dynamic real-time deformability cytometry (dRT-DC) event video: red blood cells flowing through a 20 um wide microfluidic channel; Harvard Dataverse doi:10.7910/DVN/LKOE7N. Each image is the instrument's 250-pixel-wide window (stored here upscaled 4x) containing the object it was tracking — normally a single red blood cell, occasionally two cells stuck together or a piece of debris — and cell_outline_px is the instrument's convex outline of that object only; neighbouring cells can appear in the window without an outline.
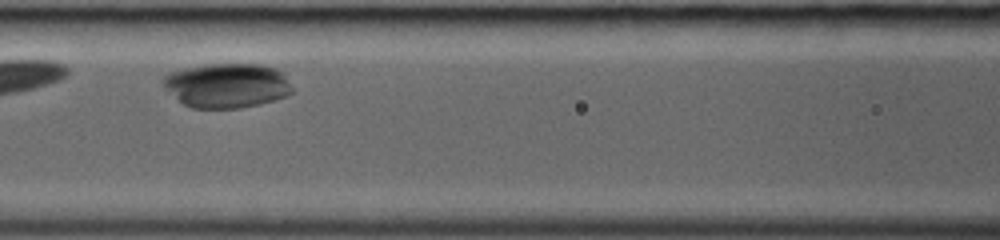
{"species": "common noctule bat (a hibernating species)", "species_latin": "Nyctalus noctula", "temperature_condition": "room temperature", "stored_images_in_passage": 21, "camera_frame_rate_fps": 3000, "um_per_image_px": 0.085, "animal": {"sex": "female", "body_mass_g": 19.0, "forearm_length_mm": 53.3}, "frame": {"image": 1, "passage_image": 7, "time_ms": 2.0, "image_size_px": [1000, 240], "cell_outline_px": [[292, 92], [288, 96], [260, 104], [240, 108], [192, 108], [184, 104], [164, 88], [164, 76], [172, 72], [204, 64], [260, 64], [276, 68], [284, 72], [292, 88]], "centroid_in_image_um": [19.34, 7.26], "position_along_channel_um": 147.3, "area_um2": 33.52}}
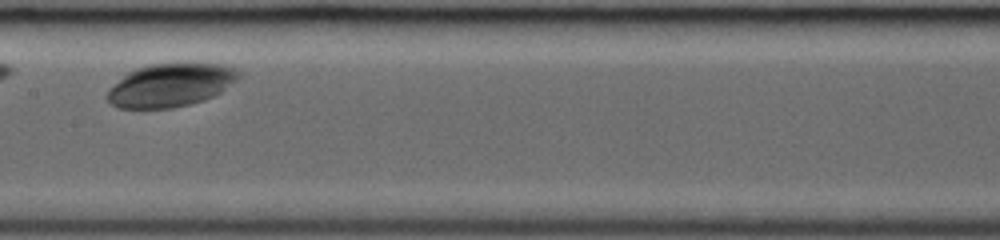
{"frame": {"image": 2, "passage_image": 10, "time_ms": 3.0, "image_size_px": [1000, 240], "cell_outline_px": [[240, 76], [236, 80], [220, 92], [204, 100], [172, 108], [120, 108], [112, 104], [104, 96], [128, 72], [136, 68], [148, 64], [224, 64], [236, 68], [240, 72]], "centroid_in_image_um": [14.51, 7.23], "position_along_channel_um": 192.9, "area_um2": 32.6}}